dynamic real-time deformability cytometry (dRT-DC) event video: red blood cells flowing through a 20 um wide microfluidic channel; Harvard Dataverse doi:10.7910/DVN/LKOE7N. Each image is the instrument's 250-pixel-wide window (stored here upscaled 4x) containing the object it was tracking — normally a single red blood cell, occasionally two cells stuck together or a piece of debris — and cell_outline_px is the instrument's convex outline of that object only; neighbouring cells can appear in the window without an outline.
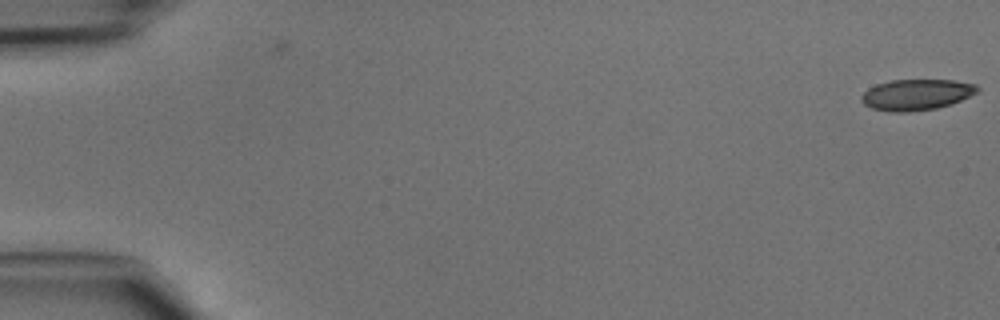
{"species": "common noctule bat (a hibernating species)", "species_latin": "Nyctalus noctula", "temperature_condition": "cold", "stored_images_in_passage": 2, "camera_frame_rate_fps": 3000, "um_per_image_px": 0.085, "animal": {"sex": "male", "body_mass_g": 15.6}, "frame": {"image": 1, "passage_image": 2, "time_ms": 0.333, "image_size_px": [1000, 320], "cell_outline_px": [[980, 92], [952, 104], [936, 108], [908, 112], [888, 112], [872, 108], [864, 104], [860, 100], [860, 96], [868, 88], [876, 84], [892, 80], [952, 80], [976, 84], [980, 88]], "centroid_in_image_um": [77.91, 8.05], "position_along_channel_um": 7.1, "area_um2": 21.15}}